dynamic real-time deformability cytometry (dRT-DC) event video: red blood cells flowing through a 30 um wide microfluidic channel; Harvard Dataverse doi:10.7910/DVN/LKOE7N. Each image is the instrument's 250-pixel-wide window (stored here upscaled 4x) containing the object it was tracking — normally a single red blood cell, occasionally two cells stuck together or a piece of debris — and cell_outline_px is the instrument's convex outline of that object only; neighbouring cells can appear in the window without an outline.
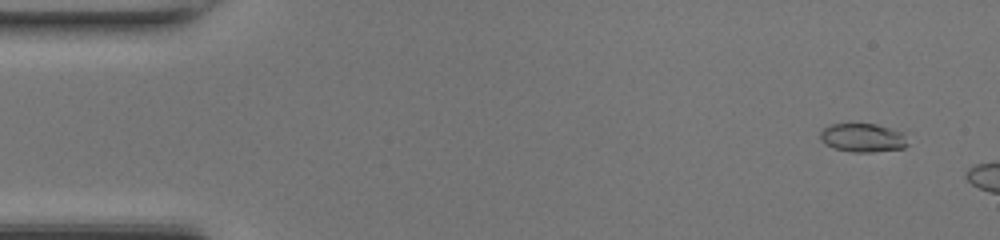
{"species": "common noctule bat (a hibernating species)", "species_latin": "Nyctalus noctula", "temperature_condition": "room temperature", "stored_images_in_passage": 8, "camera_frame_rate_fps": 3000, "um_per_image_px": 0.085, "animal": {"sex": "female", "body_mass_g": 17.0, "forearm_length_mm": 48.0}, "frame": {"image": 1, "passage_image": 3, "time_ms": 0.667, "image_size_px": [1000, 240], "cell_outline_px": [[908, 144], [904, 148], [872, 152], [852, 152], [836, 148], [824, 144], [820, 140], [820, 132], [824, 128], [832, 124], [876, 124], [900, 132]], "centroid_in_image_um": [73.29, 11.72], "position_along_channel_um": 11.7, "area_um2": 14.33}}